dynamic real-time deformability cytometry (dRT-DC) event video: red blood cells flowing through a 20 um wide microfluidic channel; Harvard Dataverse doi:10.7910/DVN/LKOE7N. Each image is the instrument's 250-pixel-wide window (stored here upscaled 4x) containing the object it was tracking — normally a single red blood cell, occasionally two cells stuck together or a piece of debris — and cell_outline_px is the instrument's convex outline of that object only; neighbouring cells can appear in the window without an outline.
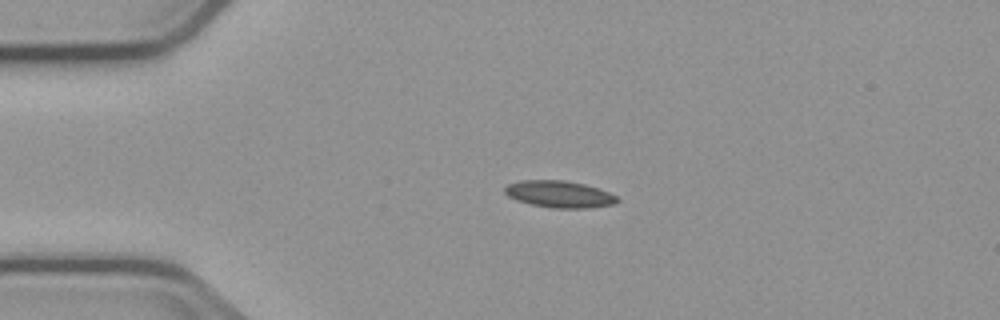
{"species": "common noctule bat (a hibernating species)", "species_latin": "Nyctalus noctula", "temperature_condition": "cold", "stored_images_in_passage": 3, "segment_of_instrument_passage": [1, 2], "camera_frame_rate_fps": 3000, "um_per_image_px": 0.085, "animal": {"sex": "male", "body_mass_g": 23.1, "forearm_length_mm": 52.7}, "frame": {"image": 1, "passage_image": 1, "time_ms": 0.0, "image_size_px": [1000, 320], "cell_outline_px": [[620, 200], [616, 204], [584, 208], [552, 208], [532, 204], [516, 200], [508, 196], [504, 192], [504, 188], [508, 184], [520, 180], [564, 180], [584, 184], [608, 192], [616, 196]], "centroid_in_image_um": [47.53, 16.5], "position_along_channel_um": 37.5, "area_um2": 17.51}}